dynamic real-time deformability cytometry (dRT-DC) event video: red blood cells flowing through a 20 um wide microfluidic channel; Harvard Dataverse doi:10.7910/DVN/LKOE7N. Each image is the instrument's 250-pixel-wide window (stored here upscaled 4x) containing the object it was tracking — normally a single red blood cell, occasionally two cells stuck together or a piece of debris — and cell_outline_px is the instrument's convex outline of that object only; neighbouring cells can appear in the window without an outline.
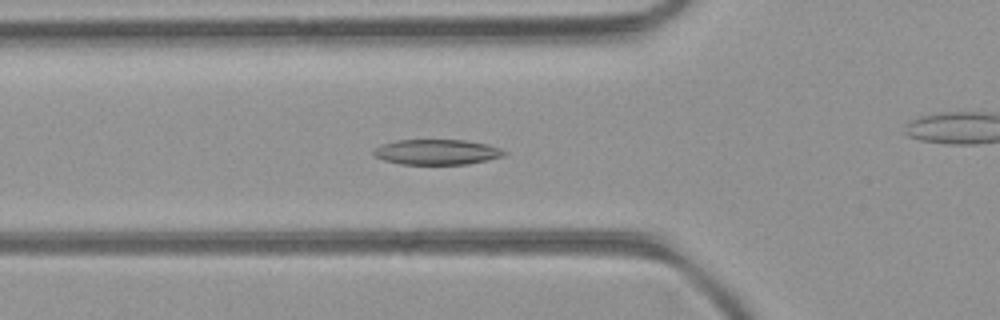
{"species": "common noctule bat (a hibernating species)", "species_latin": "Nyctalus noctula", "temperature_condition": "room temperature", "stored_images_in_passage": 48, "camera_frame_rate_fps": 3000, "um_per_image_px": 0.085, "animal": {"sex": "female", "body_mass_g": 21.9}, "frame": {"image": 1, "passage_image": 18, "time_ms": 5.667, "image_size_px": [1000, 320], "cell_outline_px": [[508, 152], [504, 156], [488, 160], [468, 164], [400, 164], [384, 160], [376, 156], [372, 152], [380, 144], [396, 140], [464, 140], [488, 144], [500, 148]], "centroid_in_image_um": [37.16, 12.92], "position_along_channel_um": 88.6, "area_um2": 19.31}}
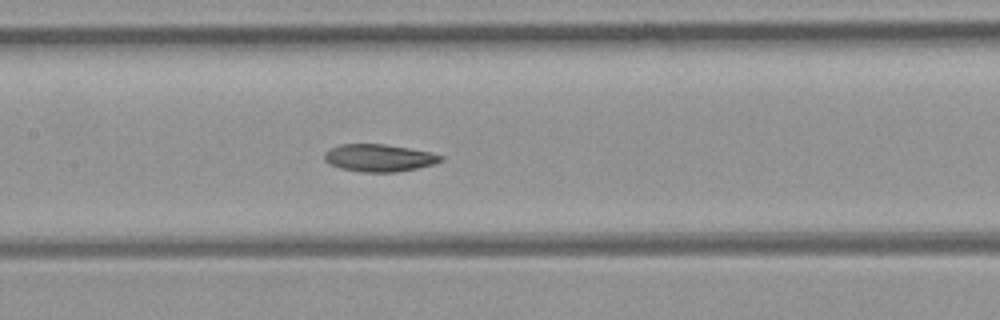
{"frame": {"image": 2, "passage_image": 24, "time_ms": 7.667, "image_size_px": [1000, 320], "cell_outline_px": [[444, 160], [432, 164], [416, 168], [396, 172], [360, 172], [340, 168], [328, 164], [324, 160], [324, 152], [328, 148], [340, 144], [384, 144], [432, 152], [444, 156]], "centroid_in_image_um": [32.18, 13.41], "position_along_channel_um": 175.2, "area_um2": 18.73}}
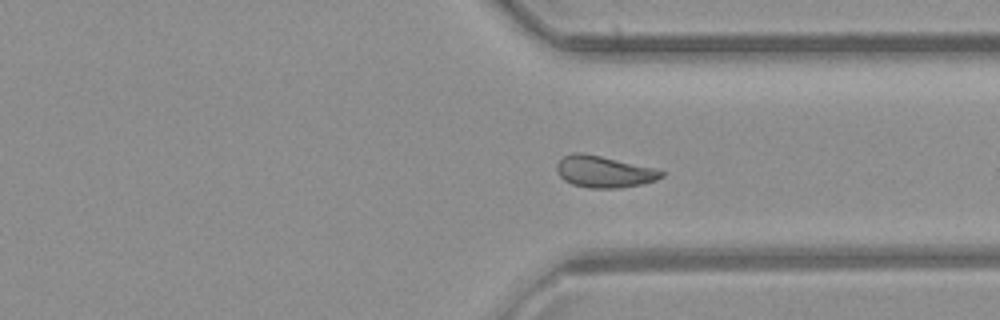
{"frame": {"image": 3, "passage_image": 37, "time_ms": 12.0, "image_size_px": [1000, 320], "cell_outline_px": [[664, 176], [656, 180], [640, 184], [620, 188], [588, 188], [572, 184], [564, 180], [560, 176], [556, 168], [556, 164], [564, 156], [572, 152], [580, 152], [600, 156], [652, 168], [664, 172]], "centroid_in_image_um": [51.3, 14.6], "position_along_channel_um": 360.1, "area_um2": 19.02}, "authors_computed_cell_mechanics": {"area_um2": 19.652, "velocity_mm_per_s": 4.2744, "shape_relaxation_time_tau1_ms": 8.8425, "shape_relaxation_time_tau2_ms": 3.5116, "deformation_change_tau1": 0.1966, "deformation_change_tau2": 0.0913}}